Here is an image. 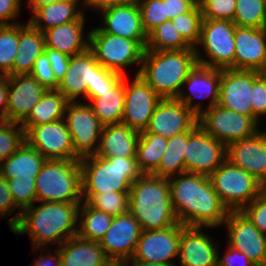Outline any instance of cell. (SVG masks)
I'll return each instance as SVG.
<instances>
[{
    "label": "cell",
    "mask_w": 266,
    "mask_h": 266,
    "mask_svg": "<svg viewBox=\"0 0 266 266\" xmlns=\"http://www.w3.org/2000/svg\"><path fill=\"white\" fill-rule=\"evenodd\" d=\"M223 224L230 247L243 252L256 266H266V236L241 211H229Z\"/></svg>",
    "instance_id": "obj_16"
},
{
    "label": "cell",
    "mask_w": 266,
    "mask_h": 266,
    "mask_svg": "<svg viewBox=\"0 0 266 266\" xmlns=\"http://www.w3.org/2000/svg\"><path fill=\"white\" fill-rule=\"evenodd\" d=\"M185 226L177 223L171 227L142 231L131 259L175 266L172 259L179 255L181 231Z\"/></svg>",
    "instance_id": "obj_14"
},
{
    "label": "cell",
    "mask_w": 266,
    "mask_h": 266,
    "mask_svg": "<svg viewBox=\"0 0 266 266\" xmlns=\"http://www.w3.org/2000/svg\"><path fill=\"white\" fill-rule=\"evenodd\" d=\"M198 125L226 147L232 142L255 135L258 124L252 117L228 110L219 104L198 115Z\"/></svg>",
    "instance_id": "obj_10"
},
{
    "label": "cell",
    "mask_w": 266,
    "mask_h": 266,
    "mask_svg": "<svg viewBox=\"0 0 266 266\" xmlns=\"http://www.w3.org/2000/svg\"><path fill=\"white\" fill-rule=\"evenodd\" d=\"M227 248V252L221 258H219L220 253L217 252V266H235V264L237 266H256L243 252H240L229 245Z\"/></svg>",
    "instance_id": "obj_52"
},
{
    "label": "cell",
    "mask_w": 266,
    "mask_h": 266,
    "mask_svg": "<svg viewBox=\"0 0 266 266\" xmlns=\"http://www.w3.org/2000/svg\"><path fill=\"white\" fill-rule=\"evenodd\" d=\"M46 158L26 141L9 158L0 163V174L7 180H35Z\"/></svg>",
    "instance_id": "obj_30"
},
{
    "label": "cell",
    "mask_w": 266,
    "mask_h": 266,
    "mask_svg": "<svg viewBox=\"0 0 266 266\" xmlns=\"http://www.w3.org/2000/svg\"><path fill=\"white\" fill-rule=\"evenodd\" d=\"M101 266H129V262L123 258H107Z\"/></svg>",
    "instance_id": "obj_60"
},
{
    "label": "cell",
    "mask_w": 266,
    "mask_h": 266,
    "mask_svg": "<svg viewBox=\"0 0 266 266\" xmlns=\"http://www.w3.org/2000/svg\"><path fill=\"white\" fill-rule=\"evenodd\" d=\"M167 144L168 138L161 135L140 133L136 160L138 168L143 174H151L159 166Z\"/></svg>",
    "instance_id": "obj_35"
},
{
    "label": "cell",
    "mask_w": 266,
    "mask_h": 266,
    "mask_svg": "<svg viewBox=\"0 0 266 266\" xmlns=\"http://www.w3.org/2000/svg\"><path fill=\"white\" fill-rule=\"evenodd\" d=\"M198 4L203 19L229 20L233 22L236 0H201Z\"/></svg>",
    "instance_id": "obj_46"
},
{
    "label": "cell",
    "mask_w": 266,
    "mask_h": 266,
    "mask_svg": "<svg viewBox=\"0 0 266 266\" xmlns=\"http://www.w3.org/2000/svg\"><path fill=\"white\" fill-rule=\"evenodd\" d=\"M25 140L46 159L80 160L75 154L66 121L60 119L25 131Z\"/></svg>",
    "instance_id": "obj_13"
},
{
    "label": "cell",
    "mask_w": 266,
    "mask_h": 266,
    "mask_svg": "<svg viewBox=\"0 0 266 266\" xmlns=\"http://www.w3.org/2000/svg\"><path fill=\"white\" fill-rule=\"evenodd\" d=\"M216 244L202 227L185 226L181 231L179 259L181 266H217Z\"/></svg>",
    "instance_id": "obj_26"
},
{
    "label": "cell",
    "mask_w": 266,
    "mask_h": 266,
    "mask_svg": "<svg viewBox=\"0 0 266 266\" xmlns=\"http://www.w3.org/2000/svg\"><path fill=\"white\" fill-rule=\"evenodd\" d=\"M262 193L266 196V183L262 185Z\"/></svg>",
    "instance_id": "obj_62"
},
{
    "label": "cell",
    "mask_w": 266,
    "mask_h": 266,
    "mask_svg": "<svg viewBox=\"0 0 266 266\" xmlns=\"http://www.w3.org/2000/svg\"><path fill=\"white\" fill-rule=\"evenodd\" d=\"M64 119L71 135L75 154L80 159L95 155L99 147L100 141L98 140H100L103 125L89 104H81L78 101L69 102L65 109Z\"/></svg>",
    "instance_id": "obj_12"
},
{
    "label": "cell",
    "mask_w": 266,
    "mask_h": 266,
    "mask_svg": "<svg viewBox=\"0 0 266 266\" xmlns=\"http://www.w3.org/2000/svg\"><path fill=\"white\" fill-rule=\"evenodd\" d=\"M25 141V130L19 123L0 121V163L15 153Z\"/></svg>",
    "instance_id": "obj_43"
},
{
    "label": "cell",
    "mask_w": 266,
    "mask_h": 266,
    "mask_svg": "<svg viewBox=\"0 0 266 266\" xmlns=\"http://www.w3.org/2000/svg\"><path fill=\"white\" fill-rule=\"evenodd\" d=\"M8 76L0 75V121L7 120Z\"/></svg>",
    "instance_id": "obj_57"
},
{
    "label": "cell",
    "mask_w": 266,
    "mask_h": 266,
    "mask_svg": "<svg viewBox=\"0 0 266 266\" xmlns=\"http://www.w3.org/2000/svg\"><path fill=\"white\" fill-rule=\"evenodd\" d=\"M203 16L199 4L190 12L178 15L172 19L173 25L183 39L195 48L200 39Z\"/></svg>",
    "instance_id": "obj_42"
},
{
    "label": "cell",
    "mask_w": 266,
    "mask_h": 266,
    "mask_svg": "<svg viewBox=\"0 0 266 266\" xmlns=\"http://www.w3.org/2000/svg\"><path fill=\"white\" fill-rule=\"evenodd\" d=\"M78 217L81 221L77 235L96 242L104 237L113 221V216L90 207L85 201L80 204Z\"/></svg>",
    "instance_id": "obj_37"
},
{
    "label": "cell",
    "mask_w": 266,
    "mask_h": 266,
    "mask_svg": "<svg viewBox=\"0 0 266 266\" xmlns=\"http://www.w3.org/2000/svg\"><path fill=\"white\" fill-rule=\"evenodd\" d=\"M241 212L266 236V196L263 193L254 198Z\"/></svg>",
    "instance_id": "obj_50"
},
{
    "label": "cell",
    "mask_w": 266,
    "mask_h": 266,
    "mask_svg": "<svg viewBox=\"0 0 266 266\" xmlns=\"http://www.w3.org/2000/svg\"><path fill=\"white\" fill-rule=\"evenodd\" d=\"M89 49L105 69L125 76L124 67L143 61L145 48L136 40L104 33L99 26L89 32Z\"/></svg>",
    "instance_id": "obj_9"
},
{
    "label": "cell",
    "mask_w": 266,
    "mask_h": 266,
    "mask_svg": "<svg viewBox=\"0 0 266 266\" xmlns=\"http://www.w3.org/2000/svg\"><path fill=\"white\" fill-rule=\"evenodd\" d=\"M38 202H81L79 160L46 159L35 179Z\"/></svg>",
    "instance_id": "obj_6"
},
{
    "label": "cell",
    "mask_w": 266,
    "mask_h": 266,
    "mask_svg": "<svg viewBox=\"0 0 266 266\" xmlns=\"http://www.w3.org/2000/svg\"><path fill=\"white\" fill-rule=\"evenodd\" d=\"M140 132L122 123L103 126L97 156L136 157Z\"/></svg>",
    "instance_id": "obj_28"
},
{
    "label": "cell",
    "mask_w": 266,
    "mask_h": 266,
    "mask_svg": "<svg viewBox=\"0 0 266 266\" xmlns=\"http://www.w3.org/2000/svg\"><path fill=\"white\" fill-rule=\"evenodd\" d=\"M34 261V264H32L31 266H50L51 264H54V266H61L59 249L57 248L55 250V254L49 253L48 255L46 254V256L44 254V256L41 255Z\"/></svg>",
    "instance_id": "obj_58"
},
{
    "label": "cell",
    "mask_w": 266,
    "mask_h": 266,
    "mask_svg": "<svg viewBox=\"0 0 266 266\" xmlns=\"http://www.w3.org/2000/svg\"><path fill=\"white\" fill-rule=\"evenodd\" d=\"M21 0H0V26L14 25L8 20H13L20 13Z\"/></svg>",
    "instance_id": "obj_55"
},
{
    "label": "cell",
    "mask_w": 266,
    "mask_h": 266,
    "mask_svg": "<svg viewBox=\"0 0 266 266\" xmlns=\"http://www.w3.org/2000/svg\"><path fill=\"white\" fill-rule=\"evenodd\" d=\"M236 24L229 20L203 19L197 44L204 48L207 59L195 47L197 63L209 68L234 69Z\"/></svg>",
    "instance_id": "obj_8"
},
{
    "label": "cell",
    "mask_w": 266,
    "mask_h": 266,
    "mask_svg": "<svg viewBox=\"0 0 266 266\" xmlns=\"http://www.w3.org/2000/svg\"><path fill=\"white\" fill-rule=\"evenodd\" d=\"M125 75V101L121 123L138 132L145 131L161 97L136 75L131 84Z\"/></svg>",
    "instance_id": "obj_15"
},
{
    "label": "cell",
    "mask_w": 266,
    "mask_h": 266,
    "mask_svg": "<svg viewBox=\"0 0 266 266\" xmlns=\"http://www.w3.org/2000/svg\"><path fill=\"white\" fill-rule=\"evenodd\" d=\"M82 197L90 207L113 217L129 212V192L82 193Z\"/></svg>",
    "instance_id": "obj_39"
},
{
    "label": "cell",
    "mask_w": 266,
    "mask_h": 266,
    "mask_svg": "<svg viewBox=\"0 0 266 266\" xmlns=\"http://www.w3.org/2000/svg\"><path fill=\"white\" fill-rule=\"evenodd\" d=\"M19 42V23L0 26V75H7L13 68Z\"/></svg>",
    "instance_id": "obj_41"
},
{
    "label": "cell",
    "mask_w": 266,
    "mask_h": 266,
    "mask_svg": "<svg viewBox=\"0 0 266 266\" xmlns=\"http://www.w3.org/2000/svg\"><path fill=\"white\" fill-rule=\"evenodd\" d=\"M198 116L176 98H164L157 104L145 131L170 138L191 131L198 123Z\"/></svg>",
    "instance_id": "obj_17"
},
{
    "label": "cell",
    "mask_w": 266,
    "mask_h": 266,
    "mask_svg": "<svg viewBox=\"0 0 266 266\" xmlns=\"http://www.w3.org/2000/svg\"><path fill=\"white\" fill-rule=\"evenodd\" d=\"M253 119L258 123L259 116L266 115V73L253 71L252 88Z\"/></svg>",
    "instance_id": "obj_47"
},
{
    "label": "cell",
    "mask_w": 266,
    "mask_h": 266,
    "mask_svg": "<svg viewBox=\"0 0 266 266\" xmlns=\"http://www.w3.org/2000/svg\"><path fill=\"white\" fill-rule=\"evenodd\" d=\"M197 5L198 2L195 0H165V10L168 20L192 11Z\"/></svg>",
    "instance_id": "obj_53"
},
{
    "label": "cell",
    "mask_w": 266,
    "mask_h": 266,
    "mask_svg": "<svg viewBox=\"0 0 266 266\" xmlns=\"http://www.w3.org/2000/svg\"><path fill=\"white\" fill-rule=\"evenodd\" d=\"M226 159L242 168L257 179L266 183V132L232 142L227 146Z\"/></svg>",
    "instance_id": "obj_21"
},
{
    "label": "cell",
    "mask_w": 266,
    "mask_h": 266,
    "mask_svg": "<svg viewBox=\"0 0 266 266\" xmlns=\"http://www.w3.org/2000/svg\"><path fill=\"white\" fill-rule=\"evenodd\" d=\"M8 184L14 203L19 208V211L37 202L35 180L13 178L8 180Z\"/></svg>",
    "instance_id": "obj_45"
},
{
    "label": "cell",
    "mask_w": 266,
    "mask_h": 266,
    "mask_svg": "<svg viewBox=\"0 0 266 266\" xmlns=\"http://www.w3.org/2000/svg\"><path fill=\"white\" fill-rule=\"evenodd\" d=\"M93 113L103 126L121 123L125 101V76L110 90L89 99Z\"/></svg>",
    "instance_id": "obj_32"
},
{
    "label": "cell",
    "mask_w": 266,
    "mask_h": 266,
    "mask_svg": "<svg viewBox=\"0 0 266 266\" xmlns=\"http://www.w3.org/2000/svg\"><path fill=\"white\" fill-rule=\"evenodd\" d=\"M17 206L14 203L8 180L0 174V216L11 215Z\"/></svg>",
    "instance_id": "obj_54"
},
{
    "label": "cell",
    "mask_w": 266,
    "mask_h": 266,
    "mask_svg": "<svg viewBox=\"0 0 266 266\" xmlns=\"http://www.w3.org/2000/svg\"><path fill=\"white\" fill-rule=\"evenodd\" d=\"M104 33L138 41L144 48L148 35L143 28L138 3L119 5L101 10Z\"/></svg>",
    "instance_id": "obj_24"
},
{
    "label": "cell",
    "mask_w": 266,
    "mask_h": 266,
    "mask_svg": "<svg viewBox=\"0 0 266 266\" xmlns=\"http://www.w3.org/2000/svg\"><path fill=\"white\" fill-rule=\"evenodd\" d=\"M85 15L78 20L43 31L45 48L58 50L68 56H73L86 51L89 48V32L86 39L83 37Z\"/></svg>",
    "instance_id": "obj_27"
},
{
    "label": "cell",
    "mask_w": 266,
    "mask_h": 266,
    "mask_svg": "<svg viewBox=\"0 0 266 266\" xmlns=\"http://www.w3.org/2000/svg\"><path fill=\"white\" fill-rule=\"evenodd\" d=\"M44 52L49 59L56 80L60 82L67 72L70 56L51 48H45Z\"/></svg>",
    "instance_id": "obj_51"
},
{
    "label": "cell",
    "mask_w": 266,
    "mask_h": 266,
    "mask_svg": "<svg viewBox=\"0 0 266 266\" xmlns=\"http://www.w3.org/2000/svg\"><path fill=\"white\" fill-rule=\"evenodd\" d=\"M187 144V132L168 138L167 149L163 153L159 166L151 173L169 178L185 172L184 151Z\"/></svg>",
    "instance_id": "obj_36"
},
{
    "label": "cell",
    "mask_w": 266,
    "mask_h": 266,
    "mask_svg": "<svg viewBox=\"0 0 266 266\" xmlns=\"http://www.w3.org/2000/svg\"><path fill=\"white\" fill-rule=\"evenodd\" d=\"M233 22L237 26L266 28V0H236Z\"/></svg>",
    "instance_id": "obj_40"
},
{
    "label": "cell",
    "mask_w": 266,
    "mask_h": 266,
    "mask_svg": "<svg viewBox=\"0 0 266 266\" xmlns=\"http://www.w3.org/2000/svg\"><path fill=\"white\" fill-rule=\"evenodd\" d=\"M227 147L198 124L187 132L185 172L209 176L226 160Z\"/></svg>",
    "instance_id": "obj_11"
},
{
    "label": "cell",
    "mask_w": 266,
    "mask_h": 266,
    "mask_svg": "<svg viewBox=\"0 0 266 266\" xmlns=\"http://www.w3.org/2000/svg\"><path fill=\"white\" fill-rule=\"evenodd\" d=\"M234 70L266 73V28H235Z\"/></svg>",
    "instance_id": "obj_19"
},
{
    "label": "cell",
    "mask_w": 266,
    "mask_h": 266,
    "mask_svg": "<svg viewBox=\"0 0 266 266\" xmlns=\"http://www.w3.org/2000/svg\"><path fill=\"white\" fill-rule=\"evenodd\" d=\"M124 76L105 69L102 65L96 68V81L94 87H87V97L89 100L94 97H99L100 93L112 89Z\"/></svg>",
    "instance_id": "obj_48"
},
{
    "label": "cell",
    "mask_w": 266,
    "mask_h": 266,
    "mask_svg": "<svg viewBox=\"0 0 266 266\" xmlns=\"http://www.w3.org/2000/svg\"><path fill=\"white\" fill-rule=\"evenodd\" d=\"M143 28L147 35L158 25L168 20L165 0H138Z\"/></svg>",
    "instance_id": "obj_44"
},
{
    "label": "cell",
    "mask_w": 266,
    "mask_h": 266,
    "mask_svg": "<svg viewBox=\"0 0 266 266\" xmlns=\"http://www.w3.org/2000/svg\"><path fill=\"white\" fill-rule=\"evenodd\" d=\"M194 49L180 35L172 20H167L155 27L147 38L145 50L169 51Z\"/></svg>",
    "instance_id": "obj_38"
},
{
    "label": "cell",
    "mask_w": 266,
    "mask_h": 266,
    "mask_svg": "<svg viewBox=\"0 0 266 266\" xmlns=\"http://www.w3.org/2000/svg\"><path fill=\"white\" fill-rule=\"evenodd\" d=\"M79 0H61L39 7L28 21L35 29L44 30L78 20L84 13L78 11ZM44 22L42 25L41 23Z\"/></svg>",
    "instance_id": "obj_33"
},
{
    "label": "cell",
    "mask_w": 266,
    "mask_h": 266,
    "mask_svg": "<svg viewBox=\"0 0 266 266\" xmlns=\"http://www.w3.org/2000/svg\"><path fill=\"white\" fill-rule=\"evenodd\" d=\"M129 212L143 231L176 225L168 178L150 173L137 178L129 191Z\"/></svg>",
    "instance_id": "obj_3"
},
{
    "label": "cell",
    "mask_w": 266,
    "mask_h": 266,
    "mask_svg": "<svg viewBox=\"0 0 266 266\" xmlns=\"http://www.w3.org/2000/svg\"><path fill=\"white\" fill-rule=\"evenodd\" d=\"M177 221L189 227L223 225L229 210L213 189L208 176L184 172L168 178Z\"/></svg>",
    "instance_id": "obj_1"
},
{
    "label": "cell",
    "mask_w": 266,
    "mask_h": 266,
    "mask_svg": "<svg viewBox=\"0 0 266 266\" xmlns=\"http://www.w3.org/2000/svg\"><path fill=\"white\" fill-rule=\"evenodd\" d=\"M18 46L13 68L7 76L30 74L32 72L35 60L45 50L43 32L35 29L29 22L27 24L19 23Z\"/></svg>",
    "instance_id": "obj_29"
},
{
    "label": "cell",
    "mask_w": 266,
    "mask_h": 266,
    "mask_svg": "<svg viewBox=\"0 0 266 266\" xmlns=\"http://www.w3.org/2000/svg\"><path fill=\"white\" fill-rule=\"evenodd\" d=\"M69 101L58 90H46L28 117L20 124L26 131L30 126L64 119Z\"/></svg>",
    "instance_id": "obj_34"
},
{
    "label": "cell",
    "mask_w": 266,
    "mask_h": 266,
    "mask_svg": "<svg viewBox=\"0 0 266 266\" xmlns=\"http://www.w3.org/2000/svg\"><path fill=\"white\" fill-rule=\"evenodd\" d=\"M45 91L31 74L8 76L7 120L21 124Z\"/></svg>",
    "instance_id": "obj_22"
},
{
    "label": "cell",
    "mask_w": 266,
    "mask_h": 266,
    "mask_svg": "<svg viewBox=\"0 0 266 266\" xmlns=\"http://www.w3.org/2000/svg\"><path fill=\"white\" fill-rule=\"evenodd\" d=\"M142 228L130 213L113 217V221L104 237L99 241L107 258L131 259Z\"/></svg>",
    "instance_id": "obj_20"
},
{
    "label": "cell",
    "mask_w": 266,
    "mask_h": 266,
    "mask_svg": "<svg viewBox=\"0 0 266 266\" xmlns=\"http://www.w3.org/2000/svg\"><path fill=\"white\" fill-rule=\"evenodd\" d=\"M197 64L195 49L145 50L136 75L162 98H177L189 72Z\"/></svg>",
    "instance_id": "obj_4"
},
{
    "label": "cell",
    "mask_w": 266,
    "mask_h": 266,
    "mask_svg": "<svg viewBox=\"0 0 266 266\" xmlns=\"http://www.w3.org/2000/svg\"><path fill=\"white\" fill-rule=\"evenodd\" d=\"M61 0H27L29 8L32 13H34L39 7H42L47 4L56 3Z\"/></svg>",
    "instance_id": "obj_59"
},
{
    "label": "cell",
    "mask_w": 266,
    "mask_h": 266,
    "mask_svg": "<svg viewBox=\"0 0 266 266\" xmlns=\"http://www.w3.org/2000/svg\"><path fill=\"white\" fill-rule=\"evenodd\" d=\"M81 202H41L33 204L9 219L14 234H27L32 240L34 251L51 242L62 245L77 235L78 211ZM76 226V227H75Z\"/></svg>",
    "instance_id": "obj_2"
},
{
    "label": "cell",
    "mask_w": 266,
    "mask_h": 266,
    "mask_svg": "<svg viewBox=\"0 0 266 266\" xmlns=\"http://www.w3.org/2000/svg\"><path fill=\"white\" fill-rule=\"evenodd\" d=\"M221 79V69L209 68L200 64L189 72L188 77L183 83V86L189 85V93L180 91L177 100L187 106L197 116L203 112L202 104L197 102L193 104V96L198 98H210V103L206 109H209L218 104L219 86Z\"/></svg>",
    "instance_id": "obj_23"
},
{
    "label": "cell",
    "mask_w": 266,
    "mask_h": 266,
    "mask_svg": "<svg viewBox=\"0 0 266 266\" xmlns=\"http://www.w3.org/2000/svg\"><path fill=\"white\" fill-rule=\"evenodd\" d=\"M46 90H57L59 82L56 80L51 64L45 52L36 60L30 73Z\"/></svg>",
    "instance_id": "obj_49"
},
{
    "label": "cell",
    "mask_w": 266,
    "mask_h": 266,
    "mask_svg": "<svg viewBox=\"0 0 266 266\" xmlns=\"http://www.w3.org/2000/svg\"><path fill=\"white\" fill-rule=\"evenodd\" d=\"M59 249L61 266H101L107 259L99 242L75 235Z\"/></svg>",
    "instance_id": "obj_31"
},
{
    "label": "cell",
    "mask_w": 266,
    "mask_h": 266,
    "mask_svg": "<svg viewBox=\"0 0 266 266\" xmlns=\"http://www.w3.org/2000/svg\"><path fill=\"white\" fill-rule=\"evenodd\" d=\"M82 193L129 192L143 173L136 157L90 155L80 160Z\"/></svg>",
    "instance_id": "obj_5"
},
{
    "label": "cell",
    "mask_w": 266,
    "mask_h": 266,
    "mask_svg": "<svg viewBox=\"0 0 266 266\" xmlns=\"http://www.w3.org/2000/svg\"><path fill=\"white\" fill-rule=\"evenodd\" d=\"M208 177L229 211H241L262 193V184L257 179L227 159Z\"/></svg>",
    "instance_id": "obj_7"
},
{
    "label": "cell",
    "mask_w": 266,
    "mask_h": 266,
    "mask_svg": "<svg viewBox=\"0 0 266 266\" xmlns=\"http://www.w3.org/2000/svg\"><path fill=\"white\" fill-rule=\"evenodd\" d=\"M99 62L88 48L86 51L70 56L64 78L59 82L60 91L69 102H76L79 95L87 97V87H94L96 68Z\"/></svg>",
    "instance_id": "obj_25"
},
{
    "label": "cell",
    "mask_w": 266,
    "mask_h": 266,
    "mask_svg": "<svg viewBox=\"0 0 266 266\" xmlns=\"http://www.w3.org/2000/svg\"><path fill=\"white\" fill-rule=\"evenodd\" d=\"M138 0H84L85 7L95 8L96 10H104L109 7L131 4Z\"/></svg>",
    "instance_id": "obj_56"
},
{
    "label": "cell",
    "mask_w": 266,
    "mask_h": 266,
    "mask_svg": "<svg viewBox=\"0 0 266 266\" xmlns=\"http://www.w3.org/2000/svg\"><path fill=\"white\" fill-rule=\"evenodd\" d=\"M128 262L130 264L129 266H172L168 264L153 263V262H146V261H140V260H128Z\"/></svg>",
    "instance_id": "obj_61"
},
{
    "label": "cell",
    "mask_w": 266,
    "mask_h": 266,
    "mask_svg": "<svg viewBox=\"0 0 266 266\" xmlns=\"http://www.w3.org/2000/svg\"><path fill=\"white\" fill-rule=\"evenodd\" d=\"M253 71L221 69L218 104L253 118Z\"/></svg>",
    "instance_id": "obj_18"
}]
</instances>
